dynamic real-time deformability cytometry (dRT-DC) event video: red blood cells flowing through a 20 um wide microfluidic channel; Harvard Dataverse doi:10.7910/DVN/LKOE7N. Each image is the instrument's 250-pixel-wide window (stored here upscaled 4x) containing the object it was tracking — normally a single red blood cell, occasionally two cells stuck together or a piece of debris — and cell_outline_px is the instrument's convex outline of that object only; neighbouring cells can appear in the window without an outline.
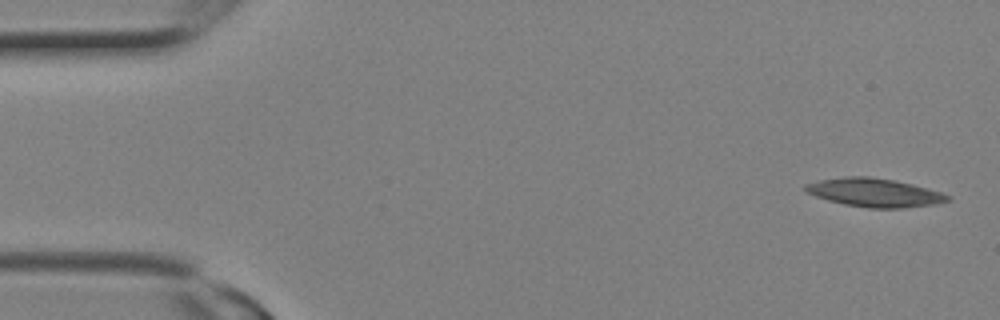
{"species": "Egyptian fruit bat (a non-hibernating species)", "species_latin": "Rousettus aegyptiacus", "temperature_condition": "room temperature", "stored_images_in_passage": 9, "camera_frame_rate_fps": 3000, "um_per_image_px": 0.085, "animal": {"sex": "female"}, "frame": {"image": 1, "passage_image": 1, "time_ms": 0.0, "image_size_px": [1000, 320], "cell_outline_px": [[952, 200], [932, 204], [904, 208], [868, 208], [844, 204], [828, 200], [816, 196], [808, 192], [804, 188], [804, 184], [820, 180], [844, 176], [868, 176], [896, 180], [912, 184], [940, 192], [952, 196]], "centroid_in_image_um": [74.34, 16.36], "position_along_channel_um": 10.7, "area_um2": 23.58}}
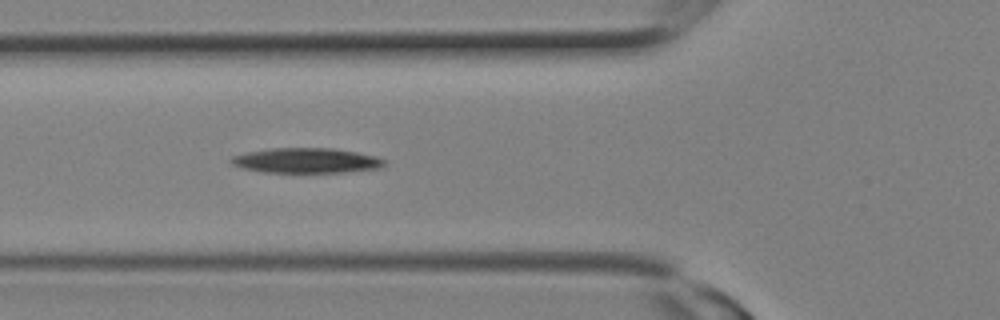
{"frame": {"image": 2, "passage_image": 9, "time_ms": 2.667, "image_size_px": [1000, 320], "cell_outline_px": [[388, 164], [380, 168], [344, 172], [264, 172], [244, 168], [232, 164], [228, 160], [232, 156], [244, 152], [272, 148], [332, 148], [356, 152], [376, 156], [388, 160]], "centroid_in_image_um": [26.07, 13.64], "position_along_channel_um": 99.7, "area_um2": 22.48}}